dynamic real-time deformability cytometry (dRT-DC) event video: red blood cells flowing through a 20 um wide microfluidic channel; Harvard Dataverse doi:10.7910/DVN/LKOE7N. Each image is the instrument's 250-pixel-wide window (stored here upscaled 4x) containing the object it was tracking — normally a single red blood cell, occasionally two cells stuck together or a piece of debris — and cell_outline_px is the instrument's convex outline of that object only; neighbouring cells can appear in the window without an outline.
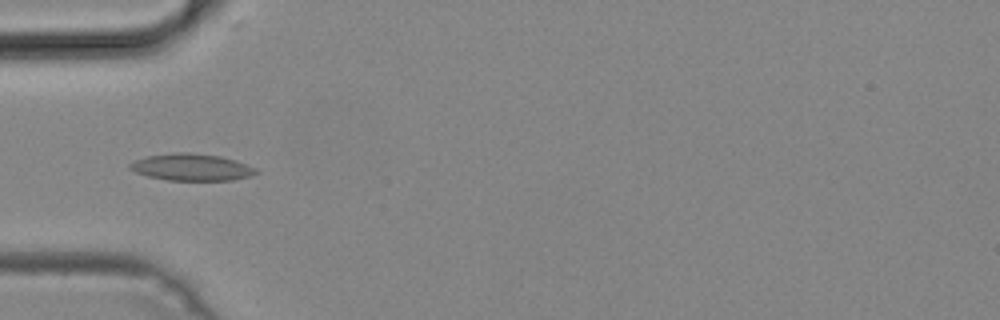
{"species": "common noctule bat (a hibernating species)", "species_latin": "Nyctalus noctula", "temperature_condition": "cold", "stored_images_in_passage": 35, "camera_frame_rate_fps": 3000, "um_per_image_px": 0.085, "animal": {"sex": "male", "body_mass_g": 19.2, "forearm_length_mm": 51.8}, "frame": {"image": 1, "passage_image": 1, "time_ms": 0.0, "image_size_px": [1000, 320], "cell_outline_px": [[260, 172], [252, 176], [232, 180], [168, 180], [148, 176], [136, 172], [128, 168], [128, 164], [132, 160], [144, 156], [172, 152], [188, 152], [220, 156], [236, 160], [256, 168]], "centroid_in_image_um": [16.26, 14.2], "position_along_channel_um": 68.7, "area_um2": 20.06}}
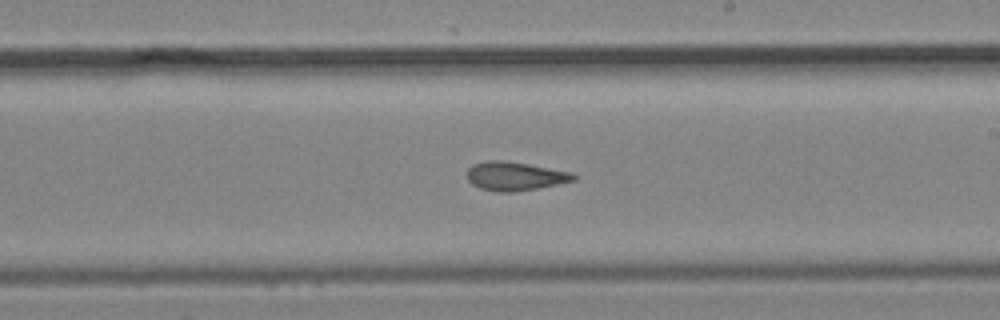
{"frame": {"image": 2, "passage_image": 14, "time_ms": 4.333, "image_size_px": [1000, 320], "cell_outline_px": [[576, 180], [536, 188], [512, 192], [496, 192], [480, 188], [472, 184], [468, 180], [468, 168], [472, 164], [488, 160], [504, 160], [528, 164], [572, 172], [576, 176]], "centroid_in_image_um": [43.75, 14.96], "position_along_channel_um": 245.3, "area_um2": 17.74}}
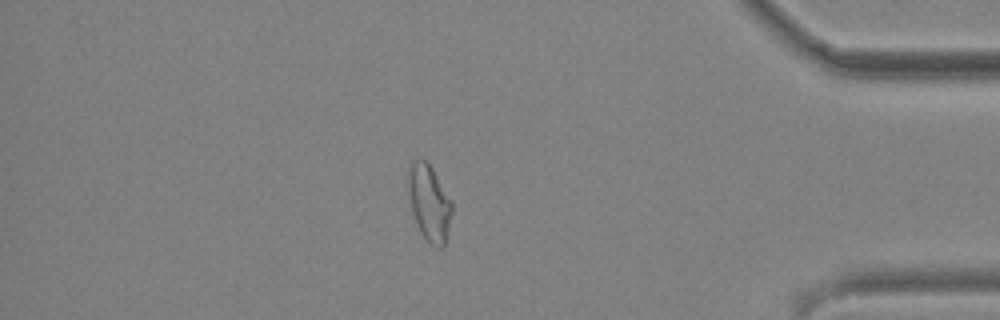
{"frame": {"image": 3, "passage_image": 28, "time_ms": 9.0, "image_size_px": [1000, 320], "cell_outline_px": [[452, 212], [448, 236], [444, 248], [436, 248], [420, 232], [412, 212], [404, 188], [404, 184], [408, 168], [412, 160], [416, 156], [424, 160], [432, 168], [452, 200]], "centroid_in_image_um": [36.43, 17.19], "position_along_channel_um": 398.8, "area_um2": 20.35}}